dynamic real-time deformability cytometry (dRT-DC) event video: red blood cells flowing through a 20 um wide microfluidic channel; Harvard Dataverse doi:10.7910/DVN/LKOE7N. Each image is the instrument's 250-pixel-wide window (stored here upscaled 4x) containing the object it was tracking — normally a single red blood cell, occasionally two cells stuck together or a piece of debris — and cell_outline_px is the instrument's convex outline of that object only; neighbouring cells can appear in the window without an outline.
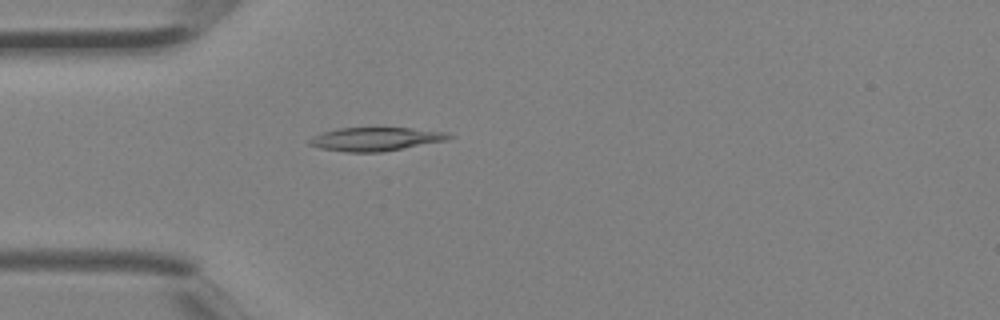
{"species": "Egyptian fruit bat (a non-hibernating species)", "species_latin": "Rousettus aegyptiacus", "temperature_condition": "room temperature", "stored_images_in_passage": 4, "camera_frame_rate_fps": 3000, "um_per_image_px": 0.085, "animal": {"sex": "female"}, "frame": {"image": 1, "passage_image": 4, "time_ms": 1.0, "image_size_px": [1000, 320], "cell_outline_px": [[456, 136], [448, 140], [384, 152], [348, 152], [320, 148], [308, 144], [308, 140], [312, 136], [324, 132], [340, 128], [412, 128], [448, 132]], "centroid_in_image_um": [31.99, 11.82], "position_along_channel_um": 53.0, "area_um2": 19.25}}